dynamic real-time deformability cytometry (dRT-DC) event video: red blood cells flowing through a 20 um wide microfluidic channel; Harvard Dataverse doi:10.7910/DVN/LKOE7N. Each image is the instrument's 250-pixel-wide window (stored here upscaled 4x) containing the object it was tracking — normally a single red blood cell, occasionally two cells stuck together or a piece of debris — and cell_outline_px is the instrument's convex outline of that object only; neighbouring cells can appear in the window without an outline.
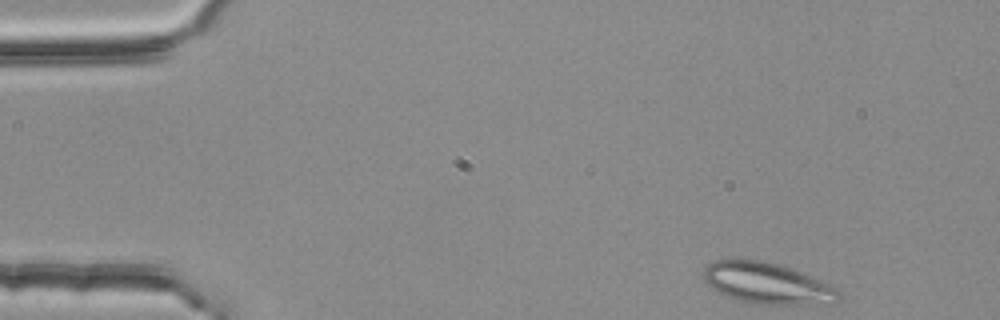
{"species": "common noctule bat (a hibernating species)", "species_latin": "Nyctalus noctula", "temperature_condition": "room temperature", "stored_images_in_passage": 46, "camera_frame_rate_fps": 3000, "um_per_image_px": 0.085, "animal": {"sex": "female", "body_mass_g": 25.1}, "frame": {"image": 1, "passage_image": 1, "time_ms": 0.0, "image_size_px": [1000, 320], "cell_outline_px": [[840, 300], [832, 304], [756, 304], [736, 300], [712, 288], [704, 280], [704, 268], [708, 264], [716, 260], [736, 256], [764, 260], [780, 264], [820, 280], [836, 288], [840, 292]], "centroid_in_image_um": [65.18, 24.05], "position_along_channel_um": 19.8, "area_um2": 33.0}}
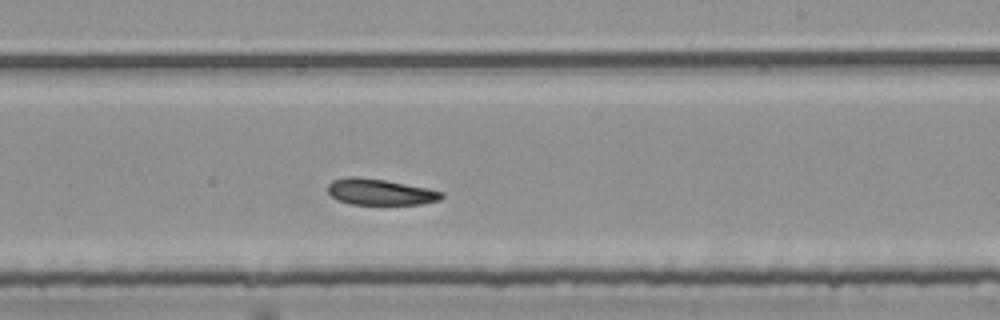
{"frame": {"image": 2, "passage_image": 28, "time_ms": 9.0, "image_size_px": [1000, 320], "cell_outline_px": [[444, 196], [440, 200], [420, 204], [348, 204], [336, 200], [328, 192], [328, 184], [332, 180], [348, 176], [356, 176], [384, 180], [444, 192]], "centroid_in_image_um": [32.26, 16.32], "position_along_channel_um": 256.7, "area_um2": 17.22}}
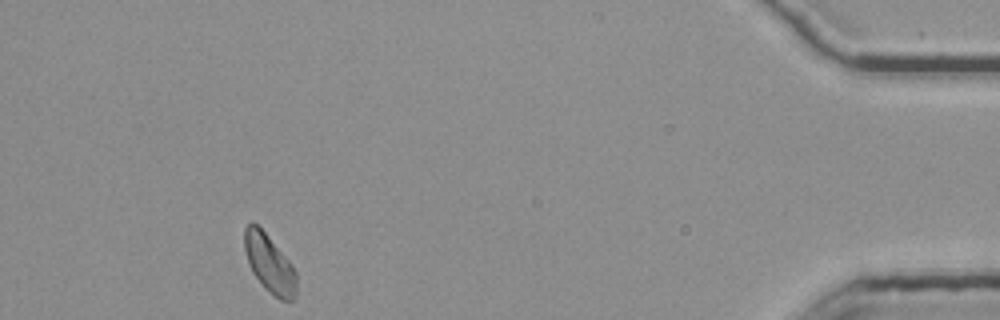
{"frame": {"image": 3, "passage_image": 46, "time_ms": 15.0, "image_size_px": [1000, 320], "cell_outline_px": [[296, 296], [292, 300], [280, 300], [264, 288], [252, 272], [244, 248], [244, 228], [252, 220], [264, 232], [292, 264], [296, 272]], "centroid_in_image_um": [22.9, 22.42], "position_along_channel_um": 412.3, "area_um2": 17.46}, "authors_computed_cell_mechanics": {"area_um2": 18.4093, "velocity_mm_per_s": 3.6936, "shape_relaxation_time_tau1_ms": null, "shape_relaxation_time_tau2_ms": 7.5224, "deformation_change_tau1": null, "deformation_change_tau2": 0.1051}}